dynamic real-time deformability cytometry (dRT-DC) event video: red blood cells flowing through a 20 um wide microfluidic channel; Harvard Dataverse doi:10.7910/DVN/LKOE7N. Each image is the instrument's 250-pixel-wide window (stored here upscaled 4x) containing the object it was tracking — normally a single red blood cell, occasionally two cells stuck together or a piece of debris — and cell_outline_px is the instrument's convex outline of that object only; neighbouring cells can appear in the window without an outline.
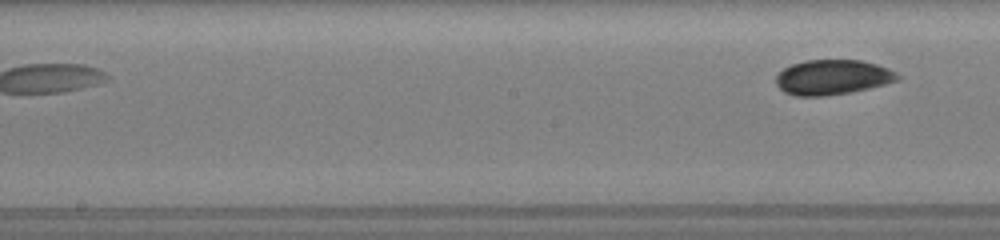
{"species": "common noctule bat (a hibernating species)", "species_latin": "Nyctalus noctula", "temperature_condition": "room temperature", "stored_images_in_passage": 12, "segment_of_instrument_passage": [2, 2], "camera_frame_rate_fps": 3000, "um_per_image_px": 0.085, "animal": {"sex": "female", "body_mass_g": 19.5, "forearm_length_mm": 54.1}, "frame": {"image": 1, "passage_image": 12, "time_ms": 4.667, "image_size_px": [1000, 240], "cell_outline_px": [[900, 80], [852, 92], [828, 96], [796, 96], [784, 92], [776, 84], [776, 76], [784, 68], [792, 64], [804, 60], [860, 60], [876, 64], [888, 68], [896, 72], [900, 76]], "centroid_in_image_um": [70.77, 6.57], "position_along_channel_um": 177.4, "area_um2": 24.85}}